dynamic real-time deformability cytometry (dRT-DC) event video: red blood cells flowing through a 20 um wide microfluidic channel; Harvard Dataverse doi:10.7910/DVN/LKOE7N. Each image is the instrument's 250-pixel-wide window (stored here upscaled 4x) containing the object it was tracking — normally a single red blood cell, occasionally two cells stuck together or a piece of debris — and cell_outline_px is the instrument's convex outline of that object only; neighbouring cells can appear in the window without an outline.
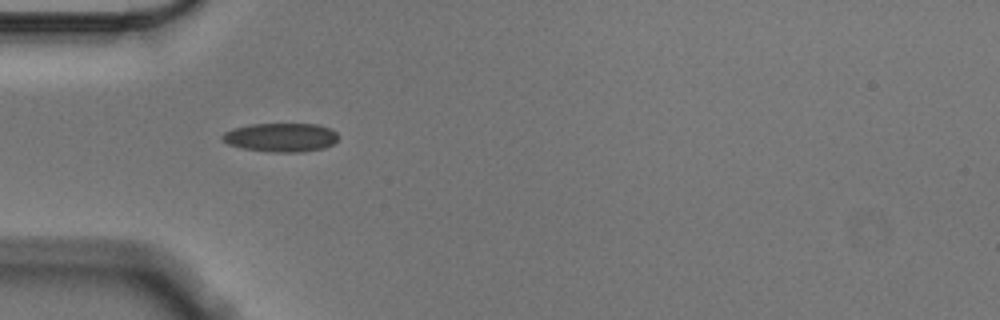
{"species": "Egyptian fruit bat (a non-hibernating species)", "species_latin": "Rousettus aegyptiacus", "temperature_condition": "cold", "stored_images_in_passage": 33, "camera_frame_rate_fps": 3000, "um_per_image_px": 0.085, "animal": {"sex": "male"}, "frame": {"image": 1, "passage_image": 1, "time_ms": 0.0, "image_size_px": [1000, 320], "cell_outline_px": [[340, 136], [332, 144], [324, 148], [304, 152], [272, 152], [244, 148], [228, 144], [220, 136], [224, 132], [232, 128], [252, 124], [316, 124], [328, 128], [336, 132]], "centroid_in_image_um": [23.88, 11.68], "position_along_channel_um": 61.1, "area_um2": 19.42}}
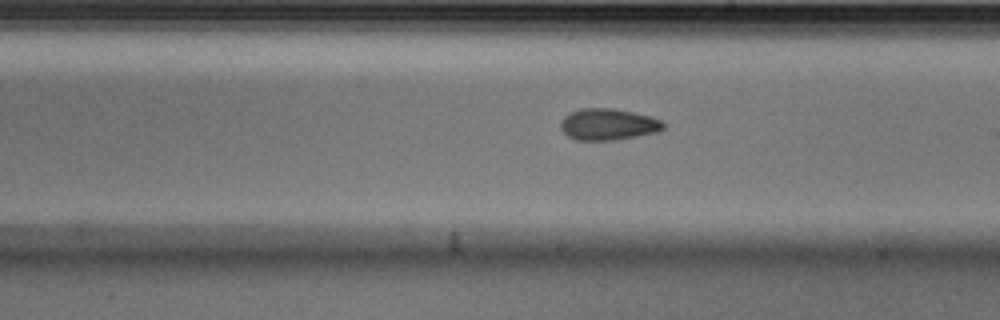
{"frame": {"image": 2, "passage_image": 16, "time_ms": 5.0, "image_size_px": [1000, 320], "cell_outline_px": [[664, 128], [660, 132], [616, 140], [576, 140], [568, 136], [560, 128], [560, 120], [564, 116], [580, 108], [612, 108], [652, 116], [660, 120], [664, 124]], "centroid_in_image_um": [51.7, 10.57], "position_along_channel_um": 237.3, "area_um2": 19.02}}
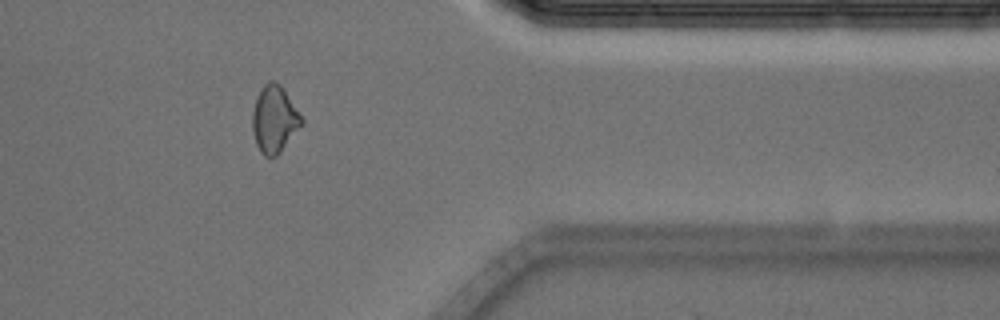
{"frame": {"image": 3, "passage_image": 30, "time_ms": 9.667, "image_size_px": [1000, 320], "cell_outline_px": [[304, 120], [280, 152], [276, 156], [264, 156], [260, 152], [256, 144], [252, 128], [252, 112], [256, 100], [264, 84], [268, 80], [272, 80], [280, 84]], "centroid_in_image_um": [23.29, 10.13], "position_along_channel_um": 388.1, "area_um2": 18.73}, "authors_computed_cell_mechanics": {"area_um2": 18.6116, "velocity_mm_per_s": 3.5533, "shape_relaxation_time_tau1_ms": null, "shape_relaxation_time_tau2_ms": 3.195, "deformation_change_tau1": null, "deformation_change_tau2": 0.0758}}